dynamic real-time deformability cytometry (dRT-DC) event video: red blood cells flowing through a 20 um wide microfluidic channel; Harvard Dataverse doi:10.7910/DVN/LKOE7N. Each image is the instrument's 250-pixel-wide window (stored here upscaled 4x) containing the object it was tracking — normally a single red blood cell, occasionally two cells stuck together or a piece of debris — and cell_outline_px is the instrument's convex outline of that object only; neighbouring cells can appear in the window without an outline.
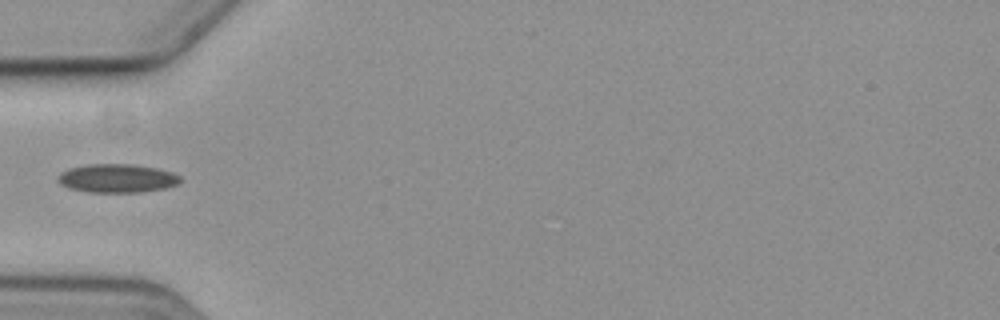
{"species": "common noctule bat (a hibernating species)", "species_latin": "Nyctalus noctula", "temperature_condition": "cold", "stored_images_in_passage": 4, "camera_frame_rate_fps": 3000, "um_per_image_px": 0.085, "animal": {"sex": "female", "body_mass_g": 19.3, "forearm_length_mm": 54.1}, "frame": {"image": 1, "passage_image": 3, "time_ms": 2.333, "image_size_px": [1000, 320], "cell_outline_px": [[180, 184], [164, 188], [140, 192], [88, 192], [68, 188], [60, 184], [56, 180], [60, 172], [68, 168], [88, 164], [136, 164], [156, 168], [172, 172], [180, 176]], "centroid_in_image_um": [9.92, 15.15], "position_along_channel_um": 75.1, "area_um2": 20.58}}
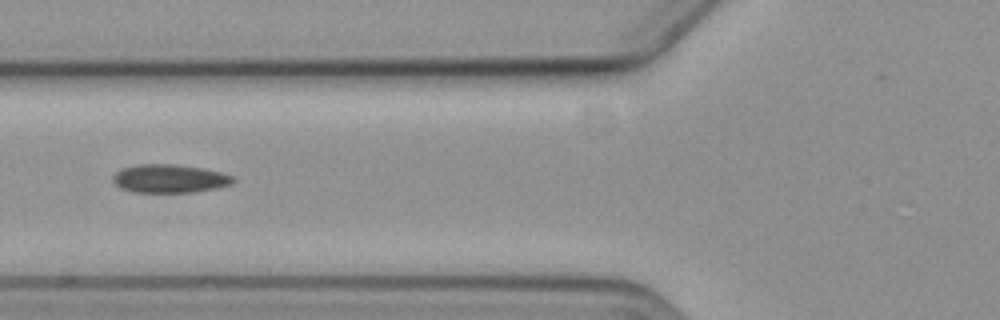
{"frame": {"image": 2, "passage_image": 4, "time_ms": 3.333, "image_size_px": [1000, 320], "cell_outline_px": [[236, 180], [232, 184], [220, 188], [196, 192], [132, 192], [120, 188], [112, 180], [112, 176], [116, 172], [124, 168], [140, 164], [176, 164], [204, 168], [220, 172], [232, 176]], "centroid_in_image_um": [14.45, 15.19], "position_along_channel_um": 111.4, "area_um2": 20.06}}